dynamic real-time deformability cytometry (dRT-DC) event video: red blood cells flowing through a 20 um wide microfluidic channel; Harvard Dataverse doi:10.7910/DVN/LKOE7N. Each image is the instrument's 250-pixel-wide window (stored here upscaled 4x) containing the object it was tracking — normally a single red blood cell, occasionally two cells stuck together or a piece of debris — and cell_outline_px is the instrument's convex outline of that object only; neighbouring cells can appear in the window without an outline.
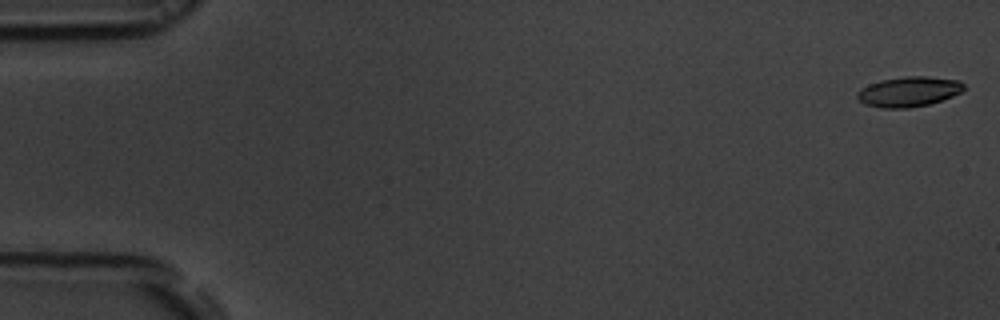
{"species": "common noctule bat (a hibernating species)", "species_latin": "Nyctalus noctula", "temperature_condition": "room temperature", "stored_images_in_passage": 10, "camera_frame_rate_fps": 3000, "um_per_image_px": 0.085, "animal": {"sex": "male", "body_mass_g": 19.5, "forearm_length_mm": 54.6}, "frame": {"image": 1, "passage_image": 1, "time_ms": 0.0, "image_size_px": [1000, 320], "cell_outline_px": [[964, 88], [960, 92], [952, 96], [928, 104], [908, 108], [880, 108], [864, 104], [856, 96], [860, 88], [868, 84], [880, 80], [904, 76], [928, 76], [960, 80], [964, 84]], "centroid_in_image_um": [77.22, 7.78], "position_along_channel_um": 7.8, "area_um2": 18.73}}